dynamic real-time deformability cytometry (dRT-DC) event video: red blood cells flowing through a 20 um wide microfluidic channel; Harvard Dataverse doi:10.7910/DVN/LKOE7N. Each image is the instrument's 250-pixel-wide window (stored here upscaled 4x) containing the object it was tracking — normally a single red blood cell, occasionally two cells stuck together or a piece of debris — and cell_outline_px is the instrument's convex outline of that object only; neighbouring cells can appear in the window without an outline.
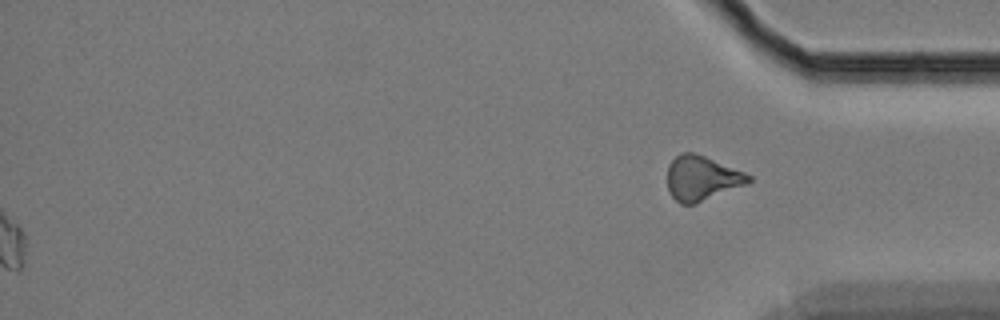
{"species": "Egyptian fruit bat (a non-hibernating species)", "species_latin": "Rousettus aegyptiacus", "temperature_condition": "cold", "stored_images_in_passage": 46, "segment_of_instrument_passage": [2, 2], "camera_frame_rate_fps": 3000, "um_per_image_px": 0.085, "animal": {"sex": "female"}, "frame": {"image": 1, "passage_image": 46, "time_ms": 15.0, "image_size_px": [1000, 320], "cell_outline_px": [[752, 180], [748, 184], [696, 204], [680, 204], [672, 196], [668, 188], [668, 164], [680, 152], [692, 152], [704, 156], [744, 172], [752, 176]], "centroid_in_image_um": [59.66, 15.16], "position_along_channel_um": 375.5, "area_um2": 21.15}}